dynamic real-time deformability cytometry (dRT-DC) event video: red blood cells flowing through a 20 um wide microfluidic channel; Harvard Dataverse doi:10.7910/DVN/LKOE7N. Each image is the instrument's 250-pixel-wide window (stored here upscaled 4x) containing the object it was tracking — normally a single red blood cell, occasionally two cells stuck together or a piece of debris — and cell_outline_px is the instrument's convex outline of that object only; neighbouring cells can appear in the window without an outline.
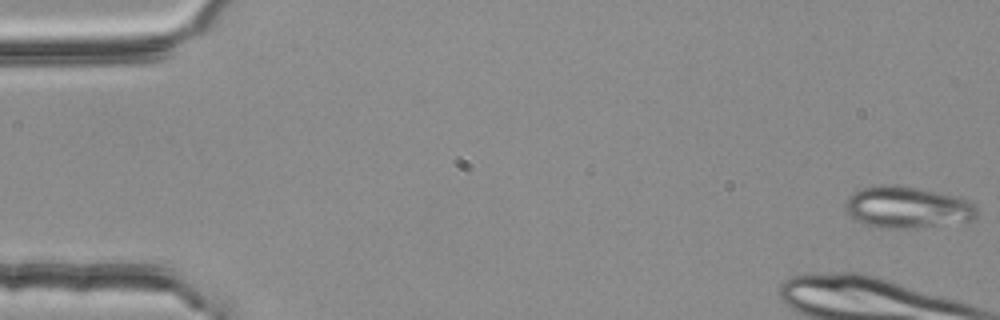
{"species": "common noctule bat (a hibernating species)", "species_latin": "Nyctalus noctula", "temperature_condition": "room temperature", "stored_images_in_passage": 6, "camera_frame_rate_fps": 3000, "um_per_image_px": 0.085, "animal": {"sex": "female", "body_mass_g": 25.1}, "frame": {"image": 1, "passage_image": 1, "time_ms": 0.0, "image_size_px": [1000, 320], "cell_outline_px": [[976, 216], [972, 220], [908, 228], [876, 228], [852, 220], [844, 208], [844, 204], [848, 196], [864, 188], [880, 184], [896, 184], [956, 196], [968, 200], [976, 204]], "centroid_in_image_um": [77.05, 17.62], "position_along_channel_um": 8.0, "area_um2": 31.85}}